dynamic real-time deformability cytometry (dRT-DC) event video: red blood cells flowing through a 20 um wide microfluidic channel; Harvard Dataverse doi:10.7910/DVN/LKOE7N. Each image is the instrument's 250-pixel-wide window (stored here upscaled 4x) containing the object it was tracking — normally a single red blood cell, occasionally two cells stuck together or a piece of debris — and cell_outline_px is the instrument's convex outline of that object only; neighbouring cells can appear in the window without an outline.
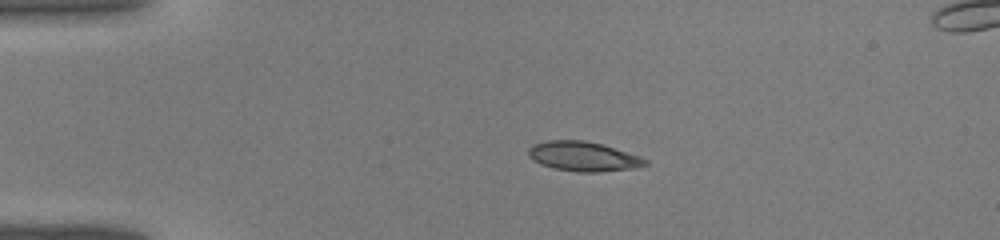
{"species": "common noctule bat (a hibernating species)", "species_latin": "Nyctalus noctula", "temperature_condition": "warm", "stored_images_in_passage": 34, "camera_frame_rate_fps": 3000, "um_per_image_px": 0.085, "animal": {"sex": "male", "body_mass_g": 19.0, "forearm_length_mm": 50.8}, "frame": {"image": 1, "passage_image": 1, "time_ms": 0.0, "image_size_px": [1000, 240], "cell_outline_px": [[648, 164], [636, 168], [600, 172], [576, 172], [552, 168], [540, 164], [532, 160], [528, 156], [528, 148], [532, 144], [548, 140], [584, 140], [600, 144], [640, 156], [648, 160]], "centroid_in_image_um": [49.55, 13.3], "position_along_channel_um": 35.5, "area_um2": 20.29}}
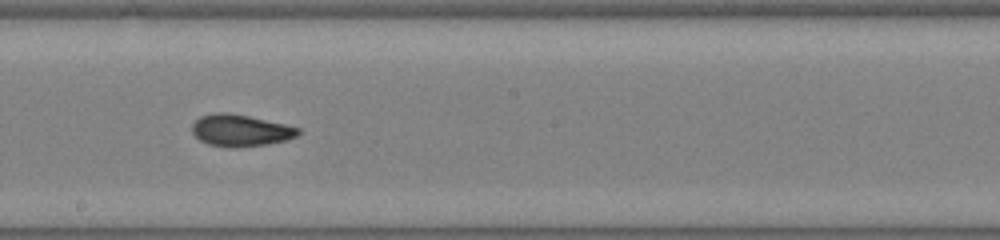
{"frame": {"image": 2, "passage_image": 16, "time_ms": 5.0, "image_size_px": [1000, 240], "cell_outline_px": [[300, 132], [296, 136], [288, 140], [268, 144], [236, 148], [228, 148], [208, 144], [200, 140], [192, 132], [192, 124], [200, 116], [216, 112], [228, 112], [248, 116], [284, 124], [300, 128]], "centroid_in_image_um": [20.43, 11.1], "position_along_channel_um": 227.8, "area_um2": 19.77}}
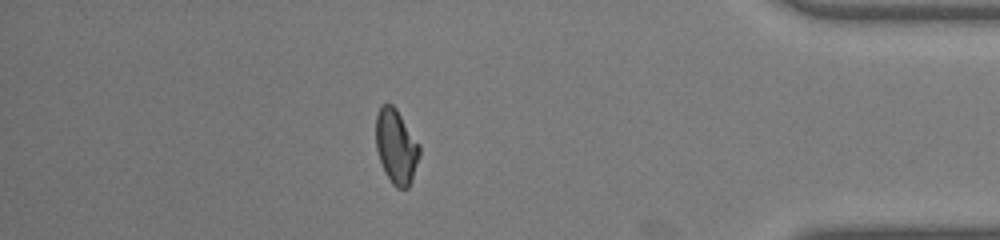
{"frame": {"image": 3, "passage_image": 29, "time_ms": 9.333, "image_size_px": [1000, 240], "cell_outline_px": [[420, 156], [412, 180], [408, 188], [396, 188], [392, 184], [384, 172], [376, 148], [376, 116], [380, 108], [384, 104], [392, 104], [396, 108], [420, 144]], "centroid_in_image_um": [33.69, 12.48], "position_along_channel_um": 401.5, "area_um2": 19.02}}